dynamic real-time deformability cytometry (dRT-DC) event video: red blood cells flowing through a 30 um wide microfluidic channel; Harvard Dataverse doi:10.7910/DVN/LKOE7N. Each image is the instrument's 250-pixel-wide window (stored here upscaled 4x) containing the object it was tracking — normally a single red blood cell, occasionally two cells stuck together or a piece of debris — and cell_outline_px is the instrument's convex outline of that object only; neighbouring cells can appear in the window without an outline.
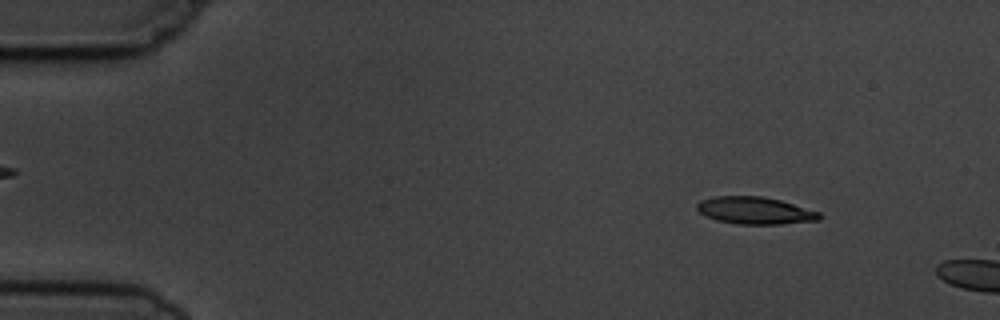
{"species": "common noctule bat (a hibernating species)", "species_latin": "Nyctalus noctula", "temperature_condition": "cold", "stored_images_in_passage": 3, "camera_frame_rate_fps": 3000, "um_per_image_px": 0.085, "animal": {"sex": "male", "body_mass_g": 19.5, "forearm_length_mm": 54.6}, "frame": {"image": 1, "passage_image": 1, "time_ms": 0.0, "image_size_px": [1000, 320], "cell_outline_px": [[820, 220], [780, 224], [736, 224], [716, 220], [704, 216], [696, 208], [696, 204], [700, 200], [712, 196], [764, 196], [780, 200], [820, 212]], "centroid_in_image_um": [64.13, 17.89], "position_along_channel_um": 20.9, "area_um2": 19.54}}